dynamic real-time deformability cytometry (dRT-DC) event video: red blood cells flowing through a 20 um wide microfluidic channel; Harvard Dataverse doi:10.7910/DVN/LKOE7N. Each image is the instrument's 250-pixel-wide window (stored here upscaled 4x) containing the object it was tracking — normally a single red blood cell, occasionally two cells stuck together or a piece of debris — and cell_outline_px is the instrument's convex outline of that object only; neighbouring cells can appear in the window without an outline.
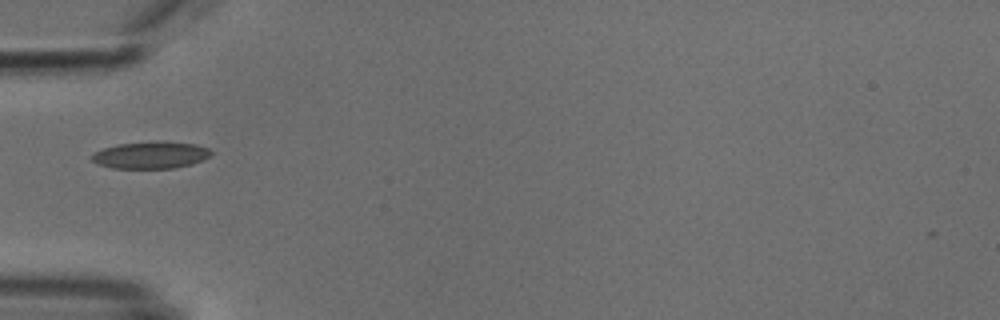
{"species": "common noctule bat (a hibernating species)", "species_latin": "Nyctalus noctula", "temperature_condition": "cold", "stored_images_in_passage": 9, "camera_frame_rate_fps": 3000, "um_per_image_px": 0.085, "animal": {"sex": "male", "body_mass_g": 18.8}, "frame": {"image": 1, "passage_image": 8, "time_ms": 1672.333, "image_size_px": [1000, 320], "cell_outline_px": [[212, 156], [204, 160], [192, 164], [176, 168], [112, 168], [96, 164], [92, 160], [92, 152], [104, 148], [120, 144], [196, 144], [208, 148], [212, 152]], "centroid_in_image_um": [12.81, 13.24], "position_along_channel_um": 72.2, "area_um2": 17.98}}
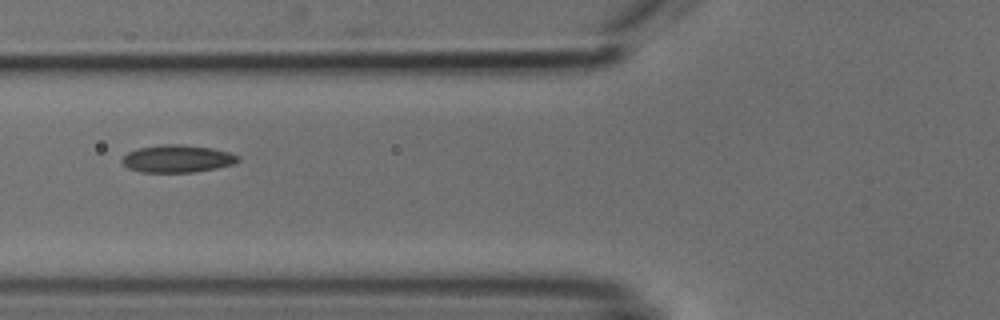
{"frame": {"image": 2, "passage_image": 9, "time_ms": 1673.333, "image_size_px": [1000, 320], "cell_outline_px": [[240, 160], [236, 164], [216, 168], [192, 172], [140, 172], [128, 168], [120, 160], [128, 152], [136, 148], [164, 144], [180, 144], [212, 148], [228, 152], [240, 156]], "centroid_in_image_um": [15.08, 13.49], "position_along_channel_um": 110.7, "area_um2": 18.67}}